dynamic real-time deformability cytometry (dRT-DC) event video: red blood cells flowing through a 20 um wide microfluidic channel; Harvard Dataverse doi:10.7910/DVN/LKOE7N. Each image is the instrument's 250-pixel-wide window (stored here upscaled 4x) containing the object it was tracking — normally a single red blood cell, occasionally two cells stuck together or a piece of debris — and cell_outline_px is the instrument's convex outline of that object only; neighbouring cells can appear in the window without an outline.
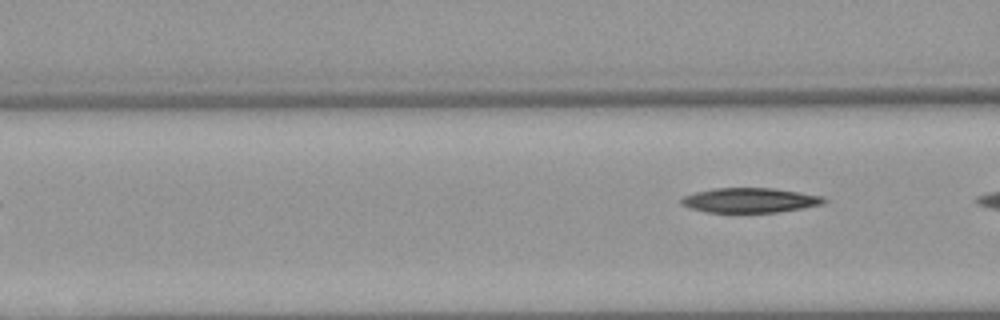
{"species": "Egyptian fruit bat (a non-hibernating species)", "species_latin": "Rousettus aegyptiacus", "temperature_condition": "warm", "stored_images_in_passage": 4, "segment_of_instrument_passage": [2, 2], "camera_frame_rate_fps": 3000, "um_per_image_px": 0.085, "animal": {"sex": "female"}, "frame": {"image": 1, "passage_image": 4, "time_ms": 3.333, "image_size_px": [1000, 320], "cell_outline_px": [[828, 200], [820, 204], [800, 208], [776, 212], [704, 212], [688, 208], [680, 204], [680, 200], [684, 196], [696, 192], [716, 188], [772, 188], [824, 196]], "centroid_in_image_um": [63.69, 17.02], "position_along_channel_um": 102.9, "area_um2": 20.4}}